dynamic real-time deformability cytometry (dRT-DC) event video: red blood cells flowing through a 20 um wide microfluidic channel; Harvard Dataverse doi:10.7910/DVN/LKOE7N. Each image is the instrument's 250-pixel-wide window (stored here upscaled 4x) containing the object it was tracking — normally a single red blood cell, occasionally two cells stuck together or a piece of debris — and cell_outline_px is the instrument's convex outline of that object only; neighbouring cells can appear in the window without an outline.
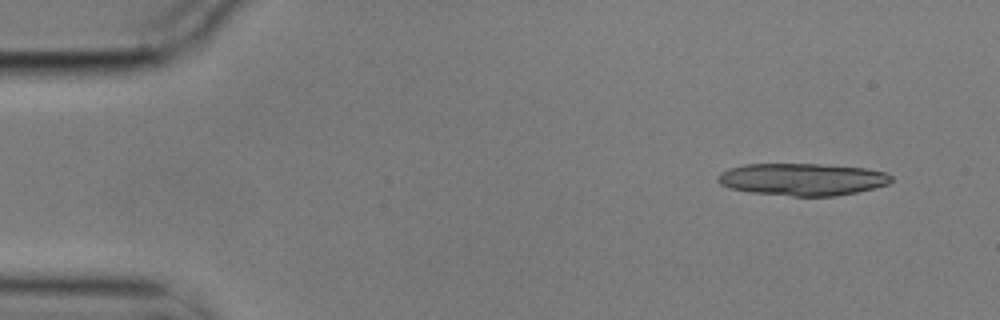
{"species": "common noctule bat (a hibernating species)", "species_latin": "Nyctalus noctula", "temperature_condition": "cold", "stored_images_in_passage": 3, "camera_frame_rate_fps": 3000, "um_per_image_px": 0.085, "animal": {"sex": "male", "body_mass_g": 17.9}, "frame": {"image": 1, "passage_image": 1, "time_ms": 0.0, "image_size_px": [1000, 320], "cell_outline_px": [[892, 180], [888, 184], [856, 192], [836, 196], [792, 196], [752, 192], [728, 188], [720, 184], [716, 180], [716, 176], [720, 172], [728, 168], [744, 164], [816, 164], [864, 168], [888, 172], [892, 176]], "centroid_in_image_um": [68.16, 15.24], "position_along_channel_um": 16.8, "area_um2": 32.66}}